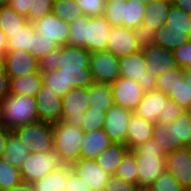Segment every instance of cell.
Listing matches in <instances>:
<instances>
[{
    "mask_svg": "<svg viewBox=\"0 0 191 191\" xmlns=\"http://www.w3.org/2000/svg\"><path fill=\"white\" fill-rule=\"evenodd\" d=\"M90 56L86 49L71 45L61 46L57 71L64 80V95L72 88L90 87L94 81L89 70Z\"/></svg>",
    "mask_w": 191,
    "mask_h": 191,
    "instance_id": "obj_1",
    "label": "cell"
},
{
    "mask_svg": "<svg viewBox=\"0 0 191 191\" xmlns=\"http://www.w3.org/2000/svg\"><path fill=\"white\" fill-rule=\"evenodd\" d=\"M152 138L165 152H173L185 146H191L190 116L185 111L172 121H157L154 123Z\"/></svg>",
    "mask_w": 191,
    "mask_h": 191,
    "instance_id": "obj_2",
    "label": "cell"
},
{
    "mask_svg": "<svg viewBox=\"0 0 191 191\" xmlns=\"http://www.w3.org/2000/svg\"><path fill=\"white\" fill-rule=\"evenodd\" d=\"M36 122L39 116L34 97L10 93L0 104V125L13 130Z\"/></svg>",
    "mask_w": 191,
    "mask_h": 191,
    "instance_id": "obj_3",
    "label": "cell"
},
{
    "mask_svg": "<svg viewBox=\"0 0 191 191\" xmlns=\"http://www.w3.org/2000/svg\"><path fill=\"white\" fill-rule=\"evenodd\" d=\"M132 151L137 162L139 186H150L166 170L165 152L153 138Z\"/></svg>",
    "mask_w": 191,
    "mask_h": 191,
    "instance_id": "obj_4",
    "label": "cell"
},
{
    "mask_svg": "<svg viewBox=\"0 0 191 191\" xmlns=\"http://www.w3.org/2000/svg\"><path fill=\"white\" fill-rule=\"evenodd\" d=\"M54 150L66 165L81 159V145L85 132L73 124L60 121L53 123Z\"/></svg>",
    "mask_w": 191,
    "mask_h": 191,
    "instance_id": "obj_5",
    "label": "cell"
},
{
    "mask_svg": "<svg viewBox=\"0 0 191 191\" xmlns=\"http://www.w3.org/2000/svg\"><path fill=\"white\" fill-rule=\"evenodd\" d=\"M29 153H46L54 150L53 124L36 122L19 126L12 130Z\"/></svg>",
    "mask_w": 191,
    "mask_h": 191,
    "instance_id": "obj_6",
    "label": "cell"
},
{
    "mask_svg": "<svg viewBox=\"0 0 191 191\" xmlns=\"http://www.w3.org/2000/svg\"><path fill=\"white\" fill-rule=\"evenodd\" d=\"M67 166L62 157L51 150L46 153H30L20 167L23 182L34 183L50 172Z\"/></svg>",
    "mask_w": 191,
    "mask_h": 191,
    "instance_id": "obj_7",
    "label": "cell"
},
{
    "mask_svg": "<svg viewBox=\"0 0 191 191\" xmlns=\"http://www.w3.org/2000/svg\"><path fill=\"white\" fill-rule=\"evenodd\" d=\"M62 121L81 127L83 114L90 107L89 87L72 88L62 97Z\"/></svg>",
    "mask_w": 191,
    "mask_h": 191,
    "instance_id": "obj_8",
    "label": "cell"
},
{
    "mask_svg": "<svg viewBox=\"0 0 191 191\" xmlns=\"http://www.w3.org/2000/svg\"><path fill=\"white\" fill-rule=\"evenodd\" d=\"M89 70L94 82L111 85L120 77L119 58L109 51L91 53Z\"/></svg>",
    "mask_w": 191,
    "mask_h": 191,
    "instance_id": "obj_9",
    "label": "cell"
},
{
    "mask_svg": "<svg viewBox=\"0 0 191 191\" xmlns=\"http://www.w3.org/2000/svg\"><path fill=\"white\" fill-rule=\"evenodd\" d=\"M166 170L186 190L191 191V146H185L168 153Z\"/></svg>",
    "mask_w": 191,
    "mask_h": 191,
    "instance_id": "obj_10",
    "label": "cell"
},
{
    "mask_svg": "<svg viewBox=\"0 0 191 191\" xmlns=\"http://www.w3.org/2000/svg\"><path fill=\"white\" fill-rule=\"evenodd\" d=\"M35 99L39 121L53 124L62 120V97L53 92L51 88L42 84Z\"/></svg>",
    "mask_w": 191,
    "mask_h": 191,
    "instance_id": "obj_11",
    "label": "cell"
},
{
    "mask_svg": "<svg viewBox=\"0 0 191 191\" xmlns=\"http://www.w3.org/2000/svg\"><path fill=\"white\" fill-rule=\"evenodd\" d=\"M133 111L114 104L106 113L103 130L113 143L126 144L128 123Z\"/></svg>",
    "mask_w": 191,
    "mask_h": 191,
    "instance_id": "obj_12",
    "label": "cell"
},
{
    "mask_svg": "<svg viewBox=\"0 0 191 191\" xmlns=\"http://www.w3.org/2000/svg\"><path fill=\"white\" fill-rule=\"evenodd\" d=\"M111 89L115 104L133 112L144 95L137 81L122 76L111 84Z\"/></svg>",
    "mask_w": 191,
    "mask_h": 191,
    "instance_id": "obj_13",
    "label": "cell"
},
{
    "mask_svg": "<svg viewBox=\"0 0 191 191\" xmlns=\"http://www.w3.org/2000/svg\"><path fill=\"white\" fill-rule=\"evenodd\" d=\"M35 33L53 41L58 47L67 45L69 23L57 17L53 12L33 22Z\"/></svg>",
    "mask_w": 191,
    "mask_h": 191,
    "instance_id": "obj_14",
    "label": "cell"
},
{
    "mask_svg": "<svg viewBox=\"0 0 191 191\" xmlns=\"http://www.w3.org/2000/svg\"><path fill=\"white\" fill-rule=\"evenodd\" d=\"M111 27L103 15L86 16L85 49L89 53L106 51Z\"/></svg>",
    "mask_w": 191,
    "mask_h": 191,
    "instance_id": "obj_15",
    "label": "cell"
},
{
    "mask_svg": "<svg viewBox=\"0 0 191 191\" xmlns=\"http://www.w3.org/2000/svg\"><path fill=\"white\" fill-rule=\"evenodd\" d=\"M71 171L79 176L91 191H104L110 178L94 159H80L70 165Z\"/></svg>",
    "mask_w": 191,
    "mask_h": 191,
    "instance_id": "obj_16",
    "label": "cell"
},
{
    "mask_svg": "<svg viewBox=\"0 0 191 191\" xmlns=\"http://www.w3.org/2000/svg\"><path fill=\"white\" fill-rule=\"evenodd\" d=\"M141 52L146 70L151 71L156 78L178 67L172 50L154 44L142 49Z\"/></svg>",
    "mask_w": 191,
    "mask_h": 191,
    "instance_id": "obj_17",
    "label": "cell"
},
{
    "mask_svg": "<svg viewBox=\"0 0 191 191\" xmlns=\"http://www.w3.org/2000/svg\"><path fill=\"white\" fill-rule=\"evenodd\" d=\"M0 62L10 78H17L27 73H40L39 61L26 50L7 51Z\"/></svg>",
    "mask_w": 191,
    "mask_h": 191,
    "instance_id": "obj_18",
    "label": "cell"
},
{
    "mask_svg": "<svg viewBox=\"0 0 191 191\" xmlns=\"http://www.w3.org/2000/svg\"><path fill=\"white\" fill-rule=\"evenodd\" d=\"M137 39L134 37L133 31L124 26H112L107 40V49L118 58L139 51Z\"/></svg>",
    "mask_w": 191,
    "mask_h": 191,
    "instance_id": "obj_19",
    "label": "cell"
},
{
    "mask_svg": "<svg viewBox=\"0 0 191 191\" xmlns=\"http://www.w3.org/2000/svg\"><path fill=\"white\" fill-rule=\"evenodd\" d=\"M168 100V96L161 91L144 92L143 98L134 113L146 121L156 123Z\"/></svg>",
    "mask_w": 191,
    "mask_h": 191,
    "instance_id": "obj_20",
    "label": "cell"
},
{
    "mask_svg": "<svg viewBox=\"0 0 191 191\" xmlns=\"http://www.w3.org/2000/svg\"><path fill=\"white\" fill-rule=\"evenodd\" d=\"M153 128L154 123L144 120L133 112L128 123L126 138V145L129 150H134L140 144L150 140Z\"/></svg>",
    "mask_w": 191,
    "mask_h": 191,
    "instance_id": "obj_21",
    "label": "cell"
},
{
    "mask_svg": "<svg viewBox=\"0 0 191 191\" xmlns=\"http://www.w3.org/2000/svg\"><path fill=\"white\" fill-rule=\"evenodd\" d=\"M112 143V140L103 129L85 132L81 145V158L95 160Z\"/></svg>",
    "mask_w": 191,
    "mask_h": 191,
    "instance_id": "obj_22",
    "label": "cell"
},
{
    "mask_svg": "<svg viewBox=\"0 0 191 191\" xmlns=\"http://www.w3.org/2000/svg\"><path fill=\"white\" fill-rule=\"evenodd\" d=\"M172 0H146L143 23L150 28L158 30L166 24L172 6Z\"/></svg>",
    "mask_w": 191,
    "mask_h": 191,
    "instance_id": "obj_23",
    "label": "cell"
},
{
    "mask_svg": "<svg viewBox=\"0 0 191 191\" xmlns=\"http://www.w3.org/2000/svg\"><path fill=\"white\" fill-rule=\"evenodd\" d=\"M128 151L129 148L126 144L112 143L97 156L95 161L105 172L114 175L118 165Z\"/></svg>",
    "mask_w": 191,
    "mask_h": 191,
    "instance_id": "obj_24",
    "label": "cell"
},
{
    "mask_svg": "<svg viewBox=\"0 0 191 191\" xmlns=\"http://www.w3.org/2000/svg\"><path fill=\"white\" fill-rule=\"evenodd\" d=\"M42 84L41 73H27L17 78H10V93L25 94L35 98Z\"/></svg>",
    "mask_w": 191,
    "mask_h": 191,
    "instance_id": "obj_25",
    "label": "cell"
},
{
    "mask_svg": "<svg viewBox=\"0 0 191 191\" xmlns=\"http://www.w3.org/2000/svg\"><path fill=\"white\" fill-rule=\"evenodd\" d=\"M120 76L137 81L142 80L146 70L141 50L119 58Z\"/></svg>",
    "mask_w": 191,
    "mask_h": 191,
    "instance_id": "obj_26",
    "label": "cell"
},
{
    "mask_svg": "<svg viewBox=\"0 0 191 191\" xmlns=\"http://www.w3.org/2000/svg\"><path fill=\"white\" fill-rule=\"evenodd\" d=\"M89 102L93 109L107 112L115 104L111 85L94 82L89 87Z\"/></svg>",
    "mask_w": 191,
    "mask_h": 191,
    "instance_id": "obj_27",
    "label": "cell"
},
{
    "mask_svg": "<svg viewBox=\"0 0 191 191\" xmlns=\"http://www.w3.org/2000/svg\"><path fill=\"white\" fill-rule=\"evenodd\" d=\"M70 165L50 172L43 178L32 183L35 191H64Z\"/></svg>",
    "mask_w": 191,
    "mask_h": 191,
    "instance_id": "obj_28",
    "label": "cell"
},
{
    "mask_svg": "<svg viewBox=\"0 0 191 191\" xmlns=\"http://www.w3.org/2000/svg\"><path fill=\"white\" fill-rule=\"evenodd\" d=\"M189 40V31L169 30L166 24L160 27L155 35V45L172 51Z\"/></svg>",
    "mask_w": 191,
    "mask_h": 191,
    "instance_id": "obj_29",
    "label": "cell"
},
{
    "mask_svg": "<svg viewBox=\"0 0 191 191\" xmlns=\"http://www.w3.org/2000/svg\"><path fill=\"white\" fill-rule=\"evenodd\" d=\"M29 154L20 138L12 131L9 134L5 153L2 155L1 160L20 169Z\"/></svg>",
    "mask_w": 191,
    "mask_h": 191,
    "instance_id": "obj_30",
    "label": "cell"
},
{
    "mask_svg": "<svg viewBox=\"0 0 191 191\" xmlns=\"http://www.w3.org/2000/svg\"><path fill=\"white\" fill-rule=\"evenodd\" d=\"M34 35L33 23L28 22L23 28L10 34V38H7V51L26 50L31 54Z\"/></svg>",
    "mask_w": 191,
    "mask_h": 191,
    "instance_id": "obj_31",
    "label": "cell"
},
{
    "mask_svg": "<svg viewBox=\"0 0 191 191\" xmlns=\"http://www.w3.org/2000/svg\"><path fill=\"white\" fill-rule=\"evenodd\" d=\"M27 23V18L18 14L9 5L0 7V28L7 38H10V34L23 28Z\"/></svg>",
    "mask_w": 191,
    "mask_h": 191,
    "instance_id": "obj_32",
    "label": "cell"
},
{
    "mask_svg": "<svg viewBox=\"0 0 191 191\" xmlns=\"http://www.w3.org/2000/svg\"><path fill=\"white\" fill-rule=\"evenodd\" d=\"M146 0H124L123 26L133 29L143 23Z\"/></svg>",
    "mask_w": 191,
    "mask_h": 191,
    "instance_id": "obj_33",
    "label": "cell"
},
{
    "mask_svg": "<svg viewBox=\"0 0 191 191\" xmlns=\"http://www.w3.org/2000/svg\"><path fill=\"white\" fill-rule=\"evenodd\" d=\"M167 96L186 111L191 104V72L184 71V79H179L177 86Z\"/></svg>",
    "mask_w": 191,
    "mask_h": 191,
    "instance_id": "obj_34",
    "label": "cell"
},
{
    "mask_svg": "<svg viewBox=\"0 0 191 191\" xmlns=\"http://www.w3.org/2000/svg\"><path fill=\"white\" fill-rule=\"evenodd\" d=\"M52 12L60 19L68 23L85 16L75 0H55Z\"/></svg>",
    "mask_w": 191,
    "mask_h": 191,
    "instance_id": "obj_35",
    "label": "cell"
},
{
    "mask_svg": "<svg viewBox=\"0 0 191 191\" xmlns=\"http://www.w3.org/2000/svg\"><path fill=\"white\" fill-rule=\"evenodd\" d=\"M114 175L127 182L138 184L137 162L132 150L125 154Z\"/></svg>",
    "mask_w": 191,
    "mask_h": 191,
    "instance_id": "obj_36",
    "label": "cell"
},
{
    "mask_svg": "<svg viewBox=\"0 0 191 191\" xmlns=\"http://www.w3.org/2000/svg\"><path fill=\"white\" fill-rule=\"evenodd\" d=\"M23 182L20 169L0 159V191H6Z\"/></svg>",
    "mask_w": 191,
    "mask_h": 191,
    "instance_id": "obj_37",
    "label": "cell"
},
{
    "mask_svg": "<svg viewBox=\"0 0 191 191\" xmlns=\"http://www.w3.org/2000/svg\"><path fill=\"white\" fill-rule=\"evenodd\" d=\"M166 25L169 30L189 31V37L191 38V15L180 8L171 6Z\"/></svg>",
    "mask_w": 191,
    "mask_h": 191,
    "instance_id": "obj_38",
    "label": "cell"
},
{
    "mask_svg": "<svg viewBox=\"0 0 191 191\" xmlns=\"http://www.w3.org/2000/svg\"><path fill=\"white\" fill-rule=\"evenodd\" d=\"M179 79H184V70L182 68L177 67L173 70H169L164 75L156 78L155 90L168 95L170 91L177 86Z\"/></svg>",
    "mask_w": 191,
    "mask_h": 191,
    "instance_id": "obj_39",
    "label": "cell"
},
{
    "mask_svg": "<svg viewBox=\"0 0 191 191\" xmlns=\"http://www.w3.org/2000/svg\"><path fill=\"white\" fill-rule=\"evenodd\" d=\"M103 16L111 26H123L124 0H106Z\"/></svg>",
    "mask_w": 191,
    "mask_h": 191,
    "instance_id": "obj_40",
    "label": "cell"
},
{
    "mask_svg": "<svg viewBox=\"0 0 191 191\" xmlns=\"http://www.w3.org/2000/svg\"><path fill=\"white\" fill-rule=\"evenodd\" d=\"M86 16L79 17L69 23V38L67 45L85 49Z\"/></svg>",
    "mask_w": 191,
    "mask_h": 191,
    "instance_id": "obj_41",
    "label": "cell"
},
{
    "mask_svg": "<svg viewBox=\"0 0 191 191\" xmlns=\"http://www.w3.org/2000/svg\"><path fill=\"white\" fill-rule=\"evenodd\" d=\"M105 113L102 110L93 109L89 107L83 114L81 129L84 132H91L94 130L103 129Z\"/></svg>",
    "mask_w": 191,
    "mask_h": 191,
    "instance_id": "obj_42",
    "label": "cell"
},
{
    "mask_svg": "<svg viewBox=\"0 0 191 191\" xmlns=\"http://www.w3.org/2000/svg\"><path fill=\"white\" fill-rule=\"evenodd\" d=\"M150 187L154 191H186L167 170L162 172Z\"/></svg>",
    "mask_w": 191,
    "mask_h": 191,
    "instance_id": "obj_43",
    "label": "cell"
},
{
    "mask_svg": "<svg viewBox=\"0 0 191 191\" xmlns=\"http://www.w3.org/2000/svg\"><path fill=\"white\" fill-rule=\"evenodd\" d=\"M57 47L58 46L53 41L35 33L33 36L31 55H33L39 61Z\"/></svg>",
    "mask_w": 191,
    "mask_h": 191,
    "instance_id": "obj_44",
    "label": "cell"
},
{
    "mask_svg": "<svg viewBox=\"0 0 191 191\" xmlns=\"http://www.w3.org/2000/svg\"><path fill=\"white\" fill-rule=\"evenodd\" d=\"M132 31L134 37L137 39L140 50L155 44V35L157 30L150 28L149 25L141 24L133 28Z\"/></svg>",
    "mask_w": 191,
    "mask_h": 191,
    "instance_id": "obj_45",
    "label": "cell"
},
{
    "mask_svg": "<svg viewBox=\"0 0 191 191\" xmlns=\"http://www.w3.org/2000/svg\"><path fill=\"white\" fill-rule=\"evenodd\" d=\"M54 1L55 0H32L30 12L26 17L28 22L33 23L52 12Z\"/></svg>",
    "mask_w": 191,
    "mask_h": 191,
    "instance_id": "obj_46",
    "label": "cell"
},
{
    "mask_svg": "<svg viewBox=\"0 0 191 191\" xmlns=\"http://www.w3.org/2000/svg\"><path fill=\"white\" fill-rule=\"evenodd\" d=\"M42 75L43 84L47 85L59 96H64V80L57 70L45 72Z\"/></svg>",
    "mask_w": 191,
    "mask_h": 191,
    "instance_id": "obj_47",
    "label": "cell"
},
{
    "mask_svg": "<svg viewBox=\"0 0 191 191\" xmlns=\"http://www.w3.org/2000/svg\"><path fill=\"white\" fill-rule=\"evenodd\" d=\"M85 16H101L105 10V0H75Z\"/></svg>",
    "mask_w": 191,
    "mask_h": 191,
    "instance_id": "obj_48",
    "label": "cell"
},
{
    "mask_svg": "<svg viewBox=\"0 0 191 191\" xmlns=\"http://www.w3.org/2000/svg\"><path fill=\"white\" fill-rule=\"evenodd\" d=\"M61 56V46L57 47L52 52L39 60V72L41 74L58 69V59Z\"/></svg>",
    "mask_w": 191,
    "mask_h": 191,
    "instance_id": "obj_49",
    "label": "cell"
},
{
    "mask_svg": "<svg viewBox=\"0 0 191 191\" xmlns=\"http://www.w3.org/2000/svg\"><path fill=\"white\" fill-rule=\"evenodd\" d=\"M139 184H133L122 180L120 177L111 175L104 188V191H138Z\"/></svg>",
    "mask_w": 191,
    "mask_h": 191,
    "instance_id": "obj_50",
    "label": "cell"
},
{
    "mask_svg": "<svg viewBox=\"0 0 191 191\" xmlns=\"http://www.w3.org/2000/svg\"><path fill=\"white\" fill-rule=\"evenodd\" d=\"M173 56L176 60L177 66L184 69L187 64L191 62V40L173 50Z\"/></svg>",
    "mask_w": 191,
    "mask_h": 191,
    "instance_id": "obj_51",
    "label": "cell"
},
{
    "mask_svg": "<svg viewBox=\"0 0 191 191\" xmlns=\"http://www.w3.org/2000/svg\"><path fill=\"white\" fill-rule=\"evenodd\" d=\"M185 110L175 101L168 100L165 109L159 115L158 121H172L183 114Z\"/></svg>",
    "mask_w": 191,
    "mask_h": 191,
    "instance_id": "obj_52",
    "label": "cell"
},
{
    "mask_svg": "<svg viewBox=\"0 0 191 191\" xmlns=\"http://www.w3.org/2000/svg\"><path fill=\"white\" fill-rule=\"evenodd\" d=\"M64 191H91V189L79 176L70 171Z\"/></svg>",
    "mask_w": 191,
    "mask_h": 191,
    "instance_id": "obj_53",
    "label": "cell"
},
{
    "mask_svg": "<svg viewBox=\"0 0 191 191\" xmlns=\"http://www.w3.org/2000/svg\"><path fill=\"white\" fill-rule=\"evenodd\" d=\"M10 94V77L0 62V104Z\"/></svg>",
    "mask_w": 191,
    "mask_h": 191,
    "instance_id": "obj_54",
    "label": "cell"
},
{
    "mask_svg": "<svg viewBox=\"0 0 191 191\" xmlns=\"http://www.w3.org/2000/svg\"><path fill=\"white\" fill-rule=\"evenodd\" d=\"M8 5L18 14L27 17L32 6V0H10Z\"/></svg>",
    "mask_w": 191,
    "mask_h": 191,
    "instance_id": "obj_55",
    "label": "cell"
},
{
    "mask_svg": "<svg viewBox=\"0 0 191 191\" xmlns=\"http://www.w3.org/2000/svg\"><path fill=\"white\" fill-rule=\"evenodd\" d=\"M142 80H137L144 92L153 91L156 88V77L151 71H144Z\"/></svg>",
    "mask_w": 191,
    "mask_h": 191,
    "instance_id": "obj_56",
    "label": "cell"
},
{
    "mask_svg": "<svg viewBox=\"0 0 191 191\" xmlns=\"http://www.w3.org/2000/svg\"><path fill=\"white\" fill-rule=\"evenodd\" d=\"M12 132L11 129L0 125V159L5 153L6 145L8 142L9 134Z\"/></svg>",
    "mask_w": 191,
    "mask_h": 191,
    "instance_id": "obj_57",
    "label": "cell"
},
{
    "mask_svg": "<svg viewBox=\"0 0 191 191\" xmlns=\"http://www.w3.org/2000/svg\"><path fill=\"white\" fill-rule=\"evenodd\" d=\"M172 4L191 15V0H172Z\"/></svg>",
    "mask_w": 191,
    "mask_h": 191,
    "instance_id": "obj_58",
    "label": "cell"
},
{
    "mask_svg": "<svg viewBox=\"0 0 191 191\" xmlns=\"http://www.w3.org/2000/svg\"><path fill=\"white\" fill-rule=\"evenodd\" d=\"M7 53V36L0 28V60Z\"/></svg>",
    "mask_w": 191,
    "mask_h": 191,
    "instance_id": "obj_59",
    "label": "cell"
},
{
    "mask_svg": "<svg viewBox=\"0 0 191 191\" xmlns=\"http://www.w3.org/2000/svg\"><path fill=\"white\" fill-rule=\"evenodd\" d=\"M6 191H35V190H34V187L32 184L27 183V182H22L21 184L16 185Z\"/></svg>",
    "mask_w": 191,
    "mask_h": 191,
    "instance_id": "obj_60",
    "label": "cell"
},
{
    "mask_svg": "<svg viewBox=\"0 0 191 191\" xmlns=\"http://www.w3.org/2000/svg\"><path fill=\"white\" fill-rule=\"evenodd\" d=\"M138 191H154L150 186H140Z\"/></svg>",
    "mask_w": 191,
    "mask_h": 191,
    "instance_id": "obj_61",
    "label": "cell"
},
{
    "mask_svg": "<svg viewBox=\"0 0 191 191\" xmlns=\"http://www.w3.org/2000/svg\"><path fill=\"white\" fill-rule=\"evenodd\" d=\"M9 1H10V0H0V7H1V6H6V5H8V4H9Z\"/></svg>",
    "mask_w": 191,
    "mask_h": 191,
    "instance_id": "obj_62",
    "label": "cell"
},
{
    "mask_svg": "<svg viewBox=\"0 0 191 191\" xmlns=\"http://www.w3.org/2000/svg\"><path fill=\"white\" fill-rule=\"evenodd\" d=\"M184 71L191 72V62L187 64V66L183 69Z\"/></svg>",
    "mask_w": 191,
    "mask_h": 191,
    "instance_id": "obj_63",
    "label": "cell"
},
{
    "mask_svg": "<svg viewBox=\"0 0 191 191\" xmlns=\"http://www.w3.org/2000/svg\"><path fill=\"white\" fill-rule=\"evenodd\" d=\"M186 112L188 113V115H191V104H190V106L186 109Z\"/></svg>",
    "mask_w": 191,
    "mask_h": 191,
    "instance_id": "obj_64",
    "label": "cell"
}]
</instances>
